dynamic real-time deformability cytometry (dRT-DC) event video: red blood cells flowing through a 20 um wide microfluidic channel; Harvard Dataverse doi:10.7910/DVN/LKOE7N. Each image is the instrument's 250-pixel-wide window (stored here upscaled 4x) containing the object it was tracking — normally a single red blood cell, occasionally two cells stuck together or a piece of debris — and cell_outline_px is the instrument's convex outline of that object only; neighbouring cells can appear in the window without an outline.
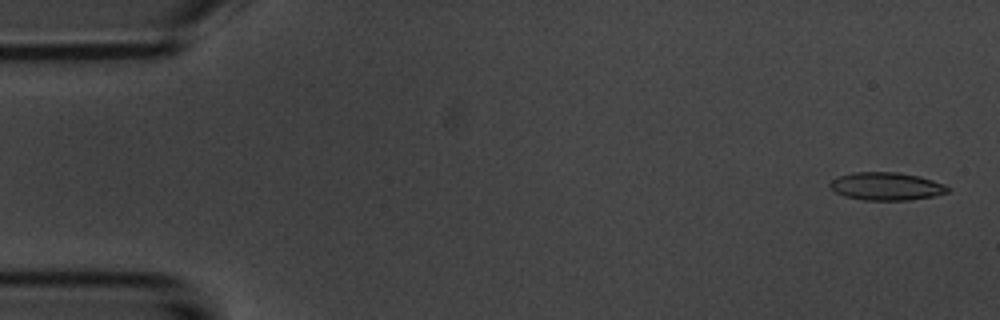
{"species": "common noctule bat (a hibernating species)", "species_latin": "Nyctalus noctula", "temperature_condition": "room temperature", "stored_images_in_passage": 5, "camera_frame_rate_fps": 3000, "um_per_image_px": 0.085, "animal": {"sex": "male", "body_mass_g": 20.1, "forearm_length_mm": 53.5}, "frame": {"image": 1, "passage_image": 1, "time_ms": 0.0, "image_size_px": [1000, 320], "cell_outline_px": [[952, 188], [948, 192], [936, 196], [908, 200], [864, 200], [844, 196], [836, 192], [828, 184], [832, 180], [840, 176], [852, 172], [896, 172], [920, 176], [944, 184]], "centroid_in_image_um": [75.38, 15.84], "position_along_channel_um": 9.6, "area_um2": 19.19}}
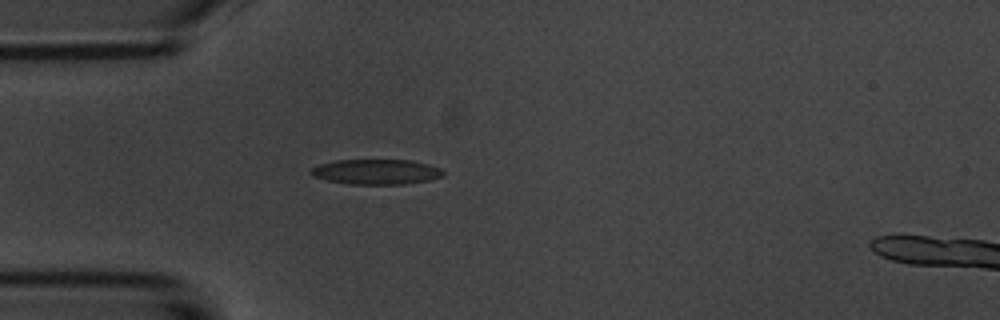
{"frame": {"image": 2, "passage_image": 4, "time_ms": 4.333, "image_size_px": [1000, 320], "cell_outline_px": [[444, 176], [428, 180], [404, 184], [348, 184], [328, 180], [312, 176], [308, 172], [312, 168], [320, 164], [336, 160], [412, 160], [428, 164], [440, 168], [444, 172]], "centroid_in_image_um": [31.98, 14.6], "position_along_channel_um": 53.0, "area_um2": 19.36}}